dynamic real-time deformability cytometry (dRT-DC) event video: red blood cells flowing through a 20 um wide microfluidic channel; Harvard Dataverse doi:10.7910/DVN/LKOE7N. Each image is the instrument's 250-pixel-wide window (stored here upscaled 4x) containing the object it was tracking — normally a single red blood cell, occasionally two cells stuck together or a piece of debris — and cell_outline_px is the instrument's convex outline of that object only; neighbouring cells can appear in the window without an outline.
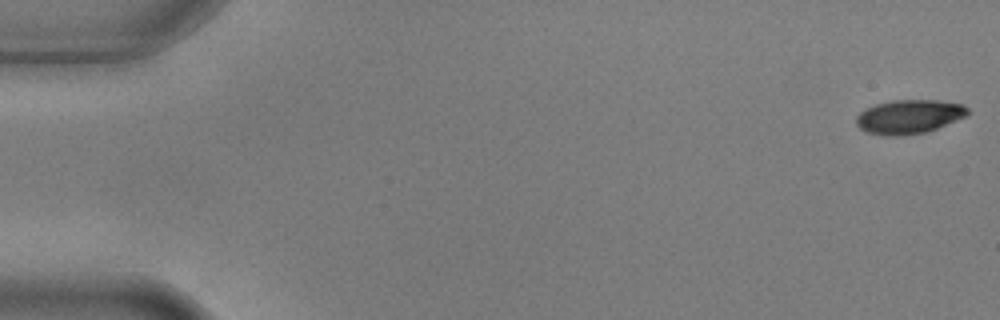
{"species": "common noctule bat (a hibernating species)", "species_latin": "Nyctalus noctula", "temperature_condition": "warm", "stored_images_in_passage": 3, "camera_frame_rate_fps": 3000, "um_per_image_px": 0.085, "animal": {"sex": "male", "body_mass_g": 17.9, "forearm_length_mm": 54.2}, "frame": {"image": 1, "passage_image": 1, "time_ms": 0.0, "image_size_px": [1000, 320], "cell_outline_px": [[968, 116], [936, 128], [924, 132], [900, 136], [892, 136], [864, 132], [856, 124], [856, 116], [860, 112], [876, 104], [892, 100], [936, 100], [964, 104], [968, 108]], "centroid_in_image_um": [77.27, 9.91], "position_along_channel_um": 7.7, "area_um2": 22.02}}